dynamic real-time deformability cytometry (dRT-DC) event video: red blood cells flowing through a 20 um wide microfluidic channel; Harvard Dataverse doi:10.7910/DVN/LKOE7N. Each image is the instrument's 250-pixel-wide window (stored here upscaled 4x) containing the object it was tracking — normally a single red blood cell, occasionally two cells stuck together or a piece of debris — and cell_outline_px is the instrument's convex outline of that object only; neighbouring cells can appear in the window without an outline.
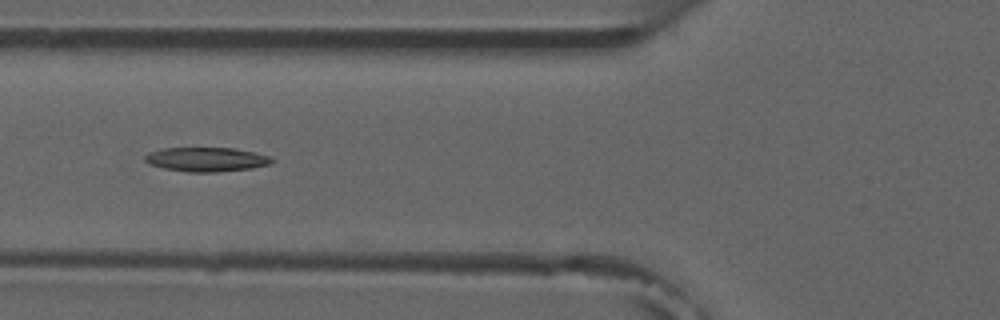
{"species": "common noctule bat (a hibernating species)", "species_latin": "Nyctalus noctula", "temperature_condition": "room temperature", "stored_images_in_passage": 6, "camera_frame_rate_fps": 3000, "um_per_image_px": 0.085, "animal": {"sex": "male", "forearm_length_mm": 52.5}, "frame": {"image": 1, "passage_image": 5, "time_ms": 4.333, "image_size_px": [1000, 320], "cell_outline_px": [[276, 160], [272, 164], [252, 168], [216, 172], [188, 172], [164, 168], [148, 164], [144, 160], [144, 156], [148, 152], [164, 148], [232, 148], [252, 152], [268, 156]], "centroid_in_image_um": [17.53, 13.55], "position_along_channel_um": 108.3, "area_um2": 17.92}}
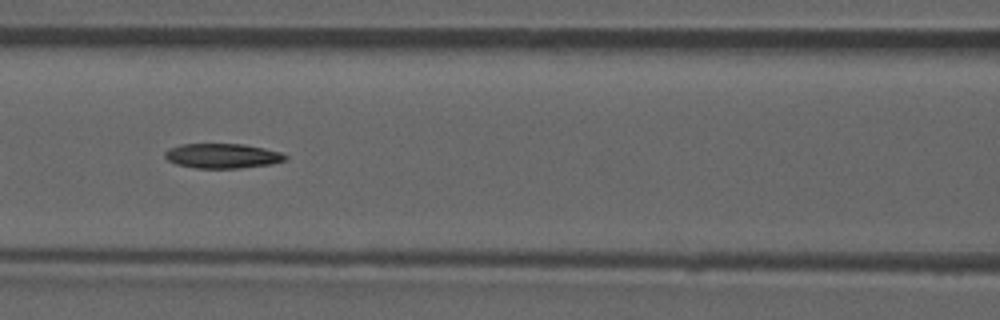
{"frame": {"image": 2, "passage_image": 6, "time_ms": 5.333, "image_size_px": [1000, 320], "cell_outline_px": [[288, 160], [272, 164], [240, 168], [196, 168], [176, 164], [168, 160], [164, 156], [164, 152], [168, 148], [180, 144], [244, 144], [264, 148], [280, 152], [288, 156]], "centroid_in_image_um": [18.91, 13.25], "position_along_channel_um": 147.7, "area_um2": 17.51}}